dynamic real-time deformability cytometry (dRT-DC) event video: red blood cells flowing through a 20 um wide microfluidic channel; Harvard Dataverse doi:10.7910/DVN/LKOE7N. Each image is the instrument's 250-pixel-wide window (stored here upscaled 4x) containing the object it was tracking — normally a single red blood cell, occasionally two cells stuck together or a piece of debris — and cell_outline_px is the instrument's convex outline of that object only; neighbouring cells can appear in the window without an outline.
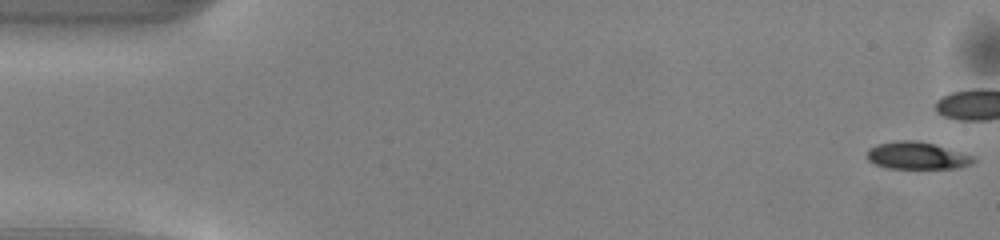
{"species": "common noctule bat (a hibernating species)", "species_latin": "Nyctalus noctula", "temperature_condition": "warm", "stored_images_in_passage": 38, "camera_frame_rate_fps": 3000, "um_per_image_px": 0.085, "animal": {"sex": "male", "body_mass_g": 13.0, "forearm_length_mm": 53.1}, "frame": {"image": 1, "passage_image": 1, "time_ms": 0.0, "image_size_px": [1000, 240], "cell_outline_px": [[976, 160], [968, 164], [956, 168], [888, 168], [876, 164], [868, 160], [868, 148], [876, 144], [896, 140], [912, 140], [932, 144], [972, 156]], "centroid_in_image_um": [77.87, 13.22], "position_along_channel_um": 7.1, "area_um2": 16.47}}